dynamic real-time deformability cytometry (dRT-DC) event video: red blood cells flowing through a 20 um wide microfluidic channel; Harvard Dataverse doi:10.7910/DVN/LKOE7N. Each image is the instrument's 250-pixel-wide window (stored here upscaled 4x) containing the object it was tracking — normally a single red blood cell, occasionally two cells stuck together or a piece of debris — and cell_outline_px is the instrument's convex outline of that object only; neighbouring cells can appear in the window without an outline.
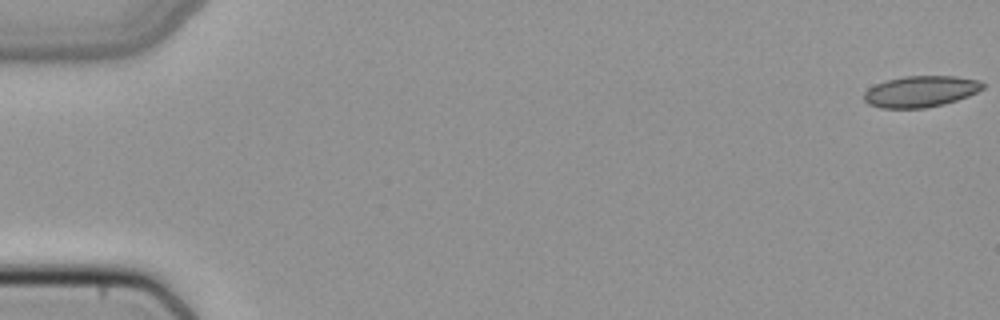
{"species": "common noctule bat (a hibernating species)", "species_latin": "Nyctalus noctula", "temperature_condition": "cold", "stored_images_in_passage": 10, "camera_frame_rate_fps": 3000, "um_per_image_px": 0.085, "animal": {"sex": "female", "body_mass_g": 22.7, "forearm_length_mm": 54.2}, "frame": {"image": 1, "passage_image": 1, "time_ms": 0.0, "image_size_px": [1000, 320], "cell_outline_px": [[984, 88], [968, 96], [944, 104], [924, 108], [880, 108], [868, 104], [864, 100], [864, 92], [868, 88], [876, 84], [888, 80], [904, 76], [956, 76], [980, 80], [984, 84]], "centroid_in_image_um": [78.25, 7.77], "position_along_channel_um": 6.7, "area_um2": 21.62}}